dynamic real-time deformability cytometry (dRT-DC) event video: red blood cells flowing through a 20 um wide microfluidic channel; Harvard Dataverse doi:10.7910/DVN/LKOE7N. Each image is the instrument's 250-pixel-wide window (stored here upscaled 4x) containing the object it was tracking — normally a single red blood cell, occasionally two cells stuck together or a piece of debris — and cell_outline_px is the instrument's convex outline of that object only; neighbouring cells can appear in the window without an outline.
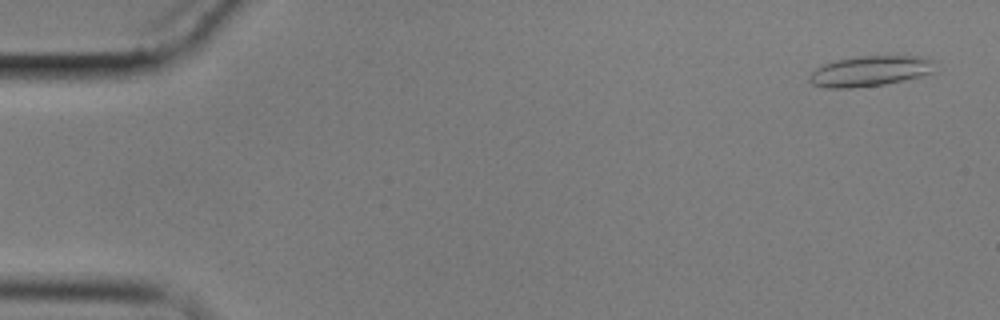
{"species": "common noctule bat (a hibernating species)", "species_latin": "Nyctalus noctula", "temperature_condition": "cold", "stored_images_in_passage": 59, "camera_frame_rate_fps": 3000, "um_per_image_px": 0.085, "animal": {"sex": "male", "body_mass_g": 17.9}, "frame": {"image": 1, "passage_image": 3, "time_ms": 0.667, "image_size_px": [1000, 320], "cell_outline_px": [[932, 72], [920, 76], [904, 80], [884, 84], [852, 88], [828, 88], [812, 84], [808, 80], [808, 76], [816, 68], [824, 64], [836, 60], [860, 56], [920, 56], [932, 60]], "centroid_in_image_um": [73.89, 6.05], "position_along_channel_um": 11.1, "area_um2": 22.02}}
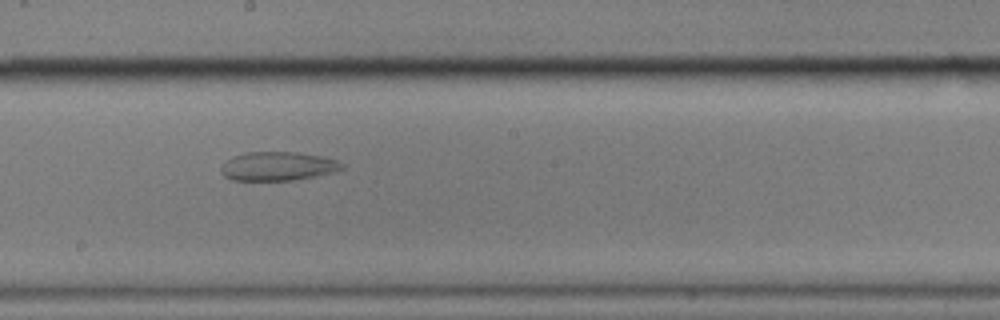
{"frame": {"image": 2, "passage_image": 34, "time_ms": 11.0, "image_size_px": [1000, 320], "cell_outline_px": [[344, 168], [336, 172], [316, 176], [292, 180], [232, 180], [224, 176], [220, 172], [220, 168], [232, 156], [244, 152], [296, 152], [320, 156], [336, 160], [344, 164]], "centroid_in_image_um": [23.62, 14.13], "position_along_channel_um": 224.6, "area_um2": 20.35}}
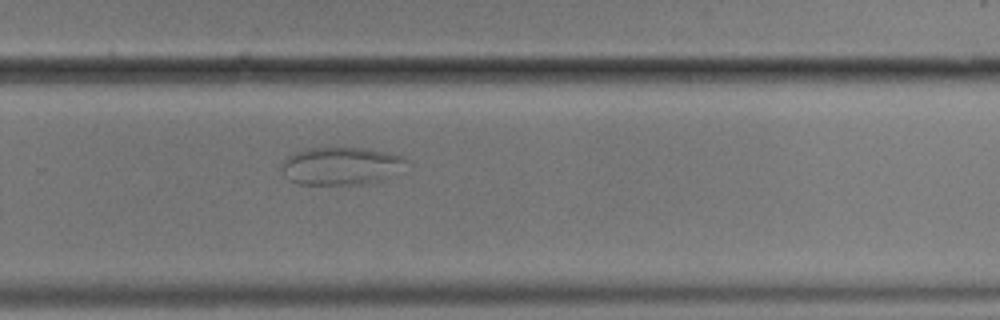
{"frame": {"image": 3, "passage_image": 41, "time_ms": 13.333, "image_size_px": [1000, 320], "cell_outline_px": [[408, 160], [388, 176], [364, 184], [296, 184], [288, 180], [284, 176], [280, 168], [280, 164], [288, 156], [296, 152], [308, 148], [364, 148], [384, 152], [400, 156]], "centroid_in_image_um": [28.84, 14.1], "position_along_channel_um": 301.0, "area_um2": 26.88}}